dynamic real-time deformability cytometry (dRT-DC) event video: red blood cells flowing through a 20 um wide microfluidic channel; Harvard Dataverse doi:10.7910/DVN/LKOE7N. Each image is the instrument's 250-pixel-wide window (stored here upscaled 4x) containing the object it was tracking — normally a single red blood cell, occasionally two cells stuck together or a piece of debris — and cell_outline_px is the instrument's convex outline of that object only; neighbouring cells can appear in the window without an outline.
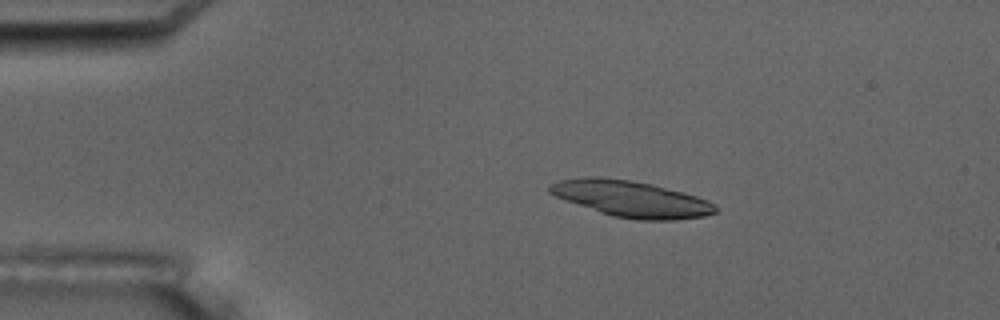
{"species": "common noctule bat (a hibernating species)", "species_latin": "Nyctalus noctula", "temperature_condition": "room temperature", "stored_images_in_passage": 4, "camera_frame_rate_fps": 3000, "um_per_image_px": 0.085, "animal": {"sex": "male", "body_mass_g": 17.5, "forearm_length_mm": 52.3}, "frame": {"image": 1, "passage_image": 1, "time_ms": 0.0, "image_size_px": [1000, 320], "cell_outline_px": [[716, 212], [704, 216], [672, 220], [636, 220], [612, 216], [600, 212], [556, 196], [548, 192], [548, 184], [560, 180], [588, 176], [600, 176], [628, 180], [652, 184], [696, 196], [708, 200], [716, 204]], "centroid_in_image_um": [53.64, 16.9], "position_along_channel_um": 31.4, "area_um2": 34.74}}